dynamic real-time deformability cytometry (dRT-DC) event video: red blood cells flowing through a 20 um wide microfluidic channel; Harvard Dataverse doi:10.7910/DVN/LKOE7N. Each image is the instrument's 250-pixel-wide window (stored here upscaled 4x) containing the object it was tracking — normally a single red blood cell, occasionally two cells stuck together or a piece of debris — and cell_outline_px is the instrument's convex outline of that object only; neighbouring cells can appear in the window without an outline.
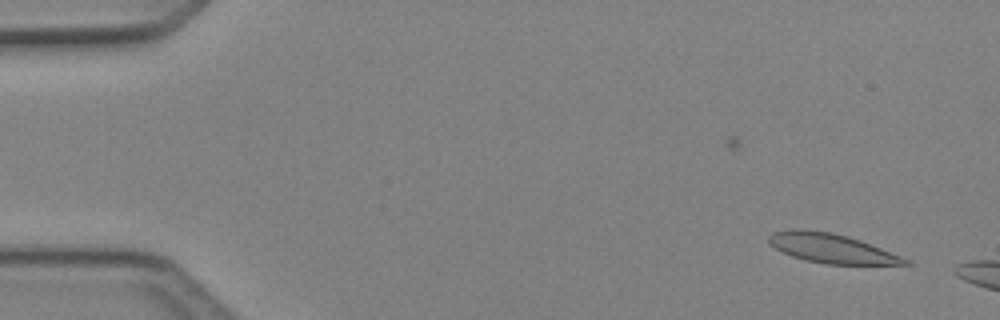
{"species": "Egyptian fruit bat (a non-hibernating species)", "species_latin": "Rousettus aegyptiacus", "temperature_condition": "cold", "stored_images_in_passage": 6, "camera_frame_rate_fps": 3000, "um_per_image_px": 0.085, "animal": {"sex": "female"}, "frame": {"image": 1, "passage_image": 3, "time_ms": 0.667, "image_size_px": [1000, 320], "cell_outline_px": [[912, 264], [824, 264], [792, 256], [768, 244], [768, 236], [772, 232], [792, 228], [800, 228], [832, 232], [848, 236], [860, 240], [912, 260]], "centroid_in_image_um": [70.66, 21.09], "position_along_channel_um": 14.3, "area_um2": 23.35}}